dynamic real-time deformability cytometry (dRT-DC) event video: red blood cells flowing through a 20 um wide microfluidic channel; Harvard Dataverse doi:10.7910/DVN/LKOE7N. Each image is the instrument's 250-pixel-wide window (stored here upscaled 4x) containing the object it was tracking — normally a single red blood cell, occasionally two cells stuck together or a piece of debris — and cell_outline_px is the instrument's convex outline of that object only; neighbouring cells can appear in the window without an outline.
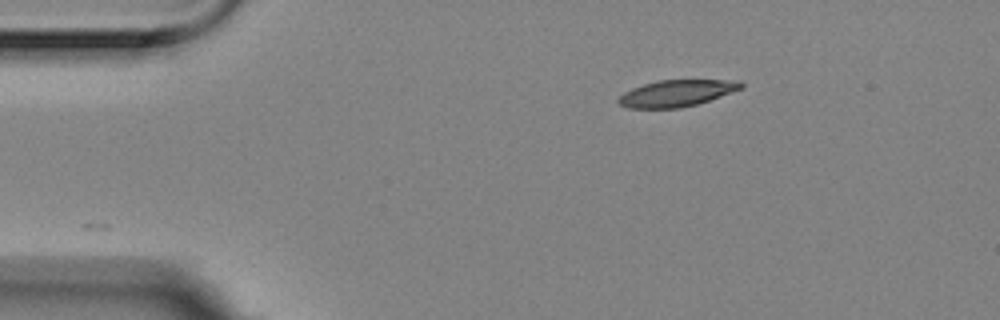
{"species": "Egyptian fruit bat (a non-hibernating species)", "species_latin": "Rousettus aegyptiacus", "temperature_condition": "room temperature", "stored_images_in_passage": 4, "camera_frame_rate_fps": 3000, "um_per_image_px": 0.085, "animal": {"sex": "female"}, "frame": {"image": 1, "passage_image": 1, "time_ms": 0.0, "image_size_px": [1000, 320], "cell_outline_px": [[744, 88], [696, 104], [680, 108], [628, 108], [620, 104], [616, 100], [624, 92], [632, 88], [644, 84], [660, 80], [740, 80], [744, 84]], "centroid_in_image_um": [57.52, 7.92], "position_along_channel_um": 27.5, "area_um2": 18.9}}